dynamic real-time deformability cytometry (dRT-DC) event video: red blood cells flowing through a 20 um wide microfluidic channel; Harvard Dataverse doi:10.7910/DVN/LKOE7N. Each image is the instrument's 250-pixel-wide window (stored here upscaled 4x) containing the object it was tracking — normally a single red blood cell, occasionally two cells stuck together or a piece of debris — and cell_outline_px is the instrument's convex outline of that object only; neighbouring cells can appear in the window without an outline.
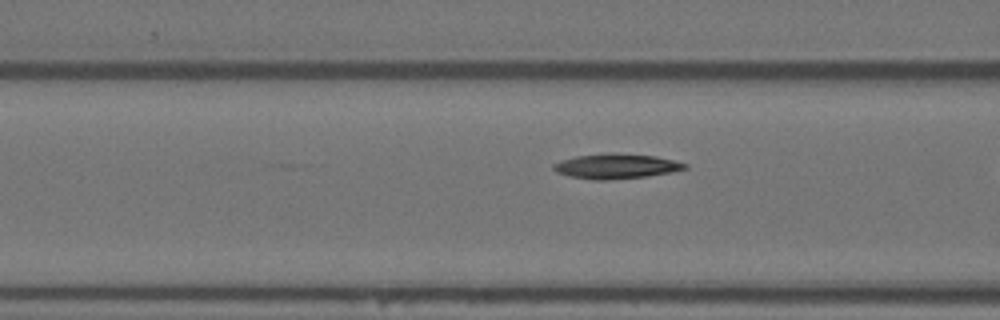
{"species": "Egyptian fruit bat (a non-hibernating species)", "species_latin": "Rousettus aegyptiacus", "temperature_condition": "warm", "stored_images_in_passage": 10, "camera_frame_rate_fps": 3000, "um_per_image_px": 0.085, "animal": {"sex": "female"}, "frame": {"image": 1, "passage_image": 9, "time_ms": 2.667, "image_size_px": [1000, 320], "cell_outline_px": [[688, 168], [672, 172], [648, 176], [608, 180], [592, 180], [568, 176], [556, 172], [552, 168], [552, 164], [560, 160], [576, 156], [608, 152], [612, 152], [656, 156], [688, 164]], "centroid_in_image_um": [52.34, 14.12], "position_along_channel_um": 114.3, "area_um2": 19.36}}